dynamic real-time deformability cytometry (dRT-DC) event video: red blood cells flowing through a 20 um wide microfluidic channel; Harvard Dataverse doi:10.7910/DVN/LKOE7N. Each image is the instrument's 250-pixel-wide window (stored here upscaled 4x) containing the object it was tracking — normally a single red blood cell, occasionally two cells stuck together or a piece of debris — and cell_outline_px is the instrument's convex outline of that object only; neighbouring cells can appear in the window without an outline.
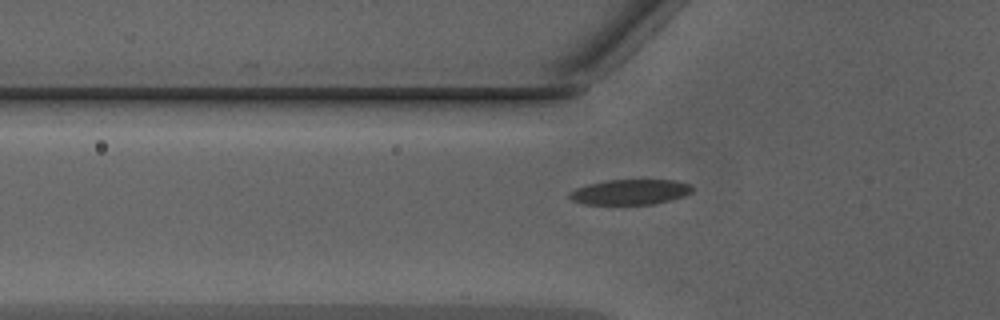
{"species": "Egyptian fruit bat (a non-hibernating species)", "species_latin": "Rousettus aegyptiacus", "temperature_condition": "warm", "stored_images_in_passage": 36, "camera_frame_rate_fps": 3000, "um_per_image_px": 0.085, "animal": {"sex": "male"}, "frame": {"image": 1, "passage_image": 5, "time_ms": 1.333, "image_size_px": [1000, 320], "cell_outline_px": [[692, 192], [684, 196], [672, 200], [656, 204], [584, 204], [572, 200], [568, 196], [568, 192], [576, 188], [588, 184], [608, 180], [676, 180], [692, 184]], "centroid_in_image_um": [53.59, 16.32], "position_along_channel_um": 72.2, "area_um2": 18.21}}
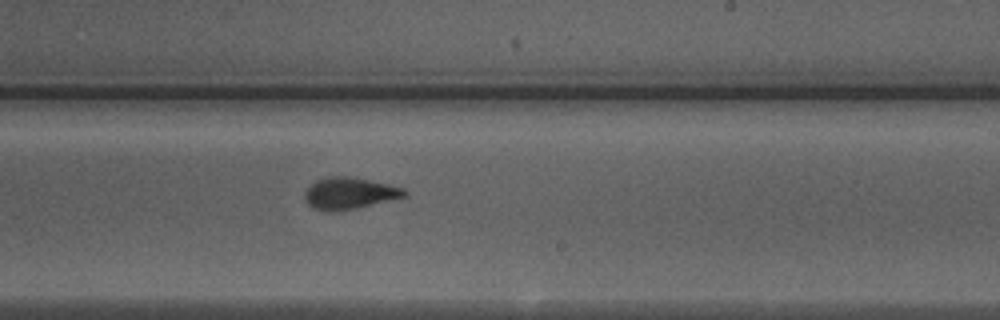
{"frame": {"image": 2, "passage_image": 18, "time_ms": 5.667, "image_size_px": [1000, 320], "cell_outline_px": [[408, 196], [392, 200], [356, 208], [332, 212], [328, 212], [312, 208], [304, 200], [304, 192], [316, 180], [332, 176], [348, 176], [388, 184], [404, 188], [408, 192]], "centroid_in_image_um": [29.7, 16.44], "position_along_channel_um": 259.3, "area_um2": 18.5}}
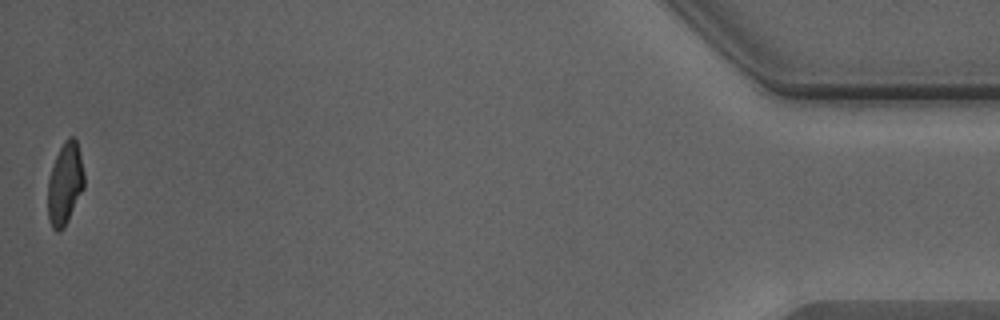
{"frame": {"image": 3, "passage_image": 36, "time_ms": 11.667, "image_size_px": [1000, 320], "cell_outline_px": [[84, 188], [64, 228], [60, 232], [56, 232], [52, 228], [48, 220], [48, 180], [56, 156], [64, 140], [68, 136], [72, 136], [76, 140], [84, 172]], "centroid_in_image_um": [5.52, 15.65], "position_along_channel_um": 429.7, "area_um2": 17.34}, "authors_computed_cell_mechanics": {"area_um2": 18.3515, "velocity_mm_per_s": 4.3257, "shape_relaxation_time_tau1_ms": null, "shape_relaxation_time_tau2_ms": 1.342, "deformation_change_tau1": null, "deformation_change_tau2": 0.0776}}